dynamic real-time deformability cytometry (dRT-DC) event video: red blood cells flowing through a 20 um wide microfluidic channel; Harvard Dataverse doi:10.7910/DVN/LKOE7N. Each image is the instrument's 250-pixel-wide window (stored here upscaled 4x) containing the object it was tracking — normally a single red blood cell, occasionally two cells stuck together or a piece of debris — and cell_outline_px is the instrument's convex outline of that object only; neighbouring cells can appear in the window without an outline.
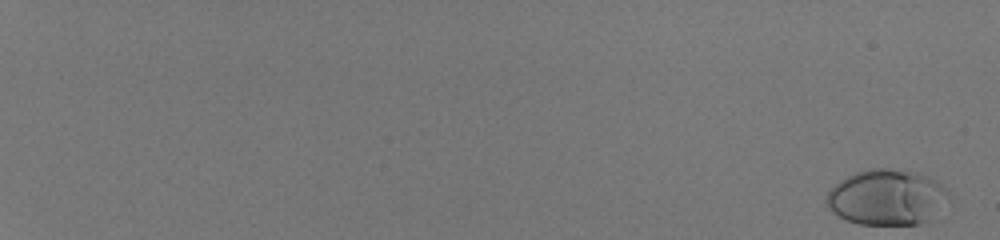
{"species": "human", "species_latin": "Homo sapiens", "temperature_condition": "room temperature", "stored_images_in_passage": 56, "camera_frame_rate_fps": 3000, "um_per_image_px": 0.085, "donor": {"sex": "male"}, "frame": {"image": 1, "passage_image": 1, "time_ms": 0.0, "image_size_px": [1000, 240], "cell_outline_px": [[944, 192], [924, 220], [920, 224], [860, 224], [844, 220], [832, 212], [824, 200], [828, 192], [840, 180], [856, 172], [872, 168], [888, 168], [920, 172], [936, 180], [944, 188]], "centroid_in_image_um": [75.19, 16.73], "position_along_channel_um": 9.8, "area_um2": 38.09}}
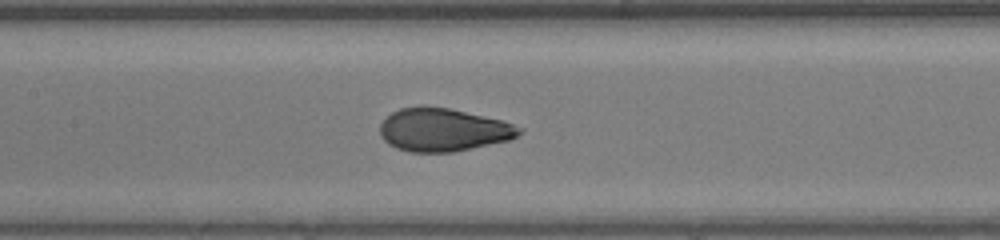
{"frame": {"image": 2, "passage_image": 33, "time_ms": 10.667, "image_size_px": [1000, 240], "cell_outline_px": [[524, 132], [508, 140], [452, 152], [408, 152], [396, 148], [388, 144], [380, 136], [380, 124], [392, 112], [400, 108], [424, 104], [448, 108], [504, 120], [524, 128]], "centroid_in_image_um": [37.66, 11.02], "position_along_channel_um": 169.7, "area_um2": 35.26}}
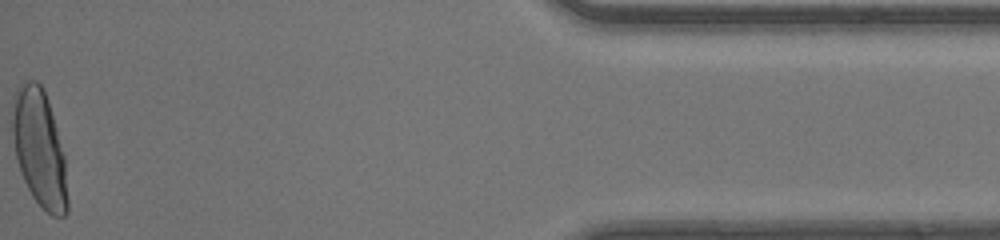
{"frame": {"image": 3, "passage_image": 56, "time_ms": 18.333, "image_size_px": [1000, 240], "cell_outline_px": [[68, 212], [64, 216], [52, 216], [32, 196], [20, 172], [16, 156], [12, 132], [12, 116], [16, 88], [28, 80], [36, 80], [40, 84], [48, 100], [64, 156], [68, 200]], "centroid_in_image_um": [3.35, 12.63], "position_along_channel_um": 431.9, "area_um2": 37.05}, "authors_computed_cell_mechanics": {"area_um2": 35.0268, "velocity_mm_per_s": 4.1649, "shape_relaxation_time_tau1_ms": 4.3594, "shape_relaxation_time_tau2_ms": null, "deformation_change_tau1": 0.1904, "deformation_change_tau2": null}}